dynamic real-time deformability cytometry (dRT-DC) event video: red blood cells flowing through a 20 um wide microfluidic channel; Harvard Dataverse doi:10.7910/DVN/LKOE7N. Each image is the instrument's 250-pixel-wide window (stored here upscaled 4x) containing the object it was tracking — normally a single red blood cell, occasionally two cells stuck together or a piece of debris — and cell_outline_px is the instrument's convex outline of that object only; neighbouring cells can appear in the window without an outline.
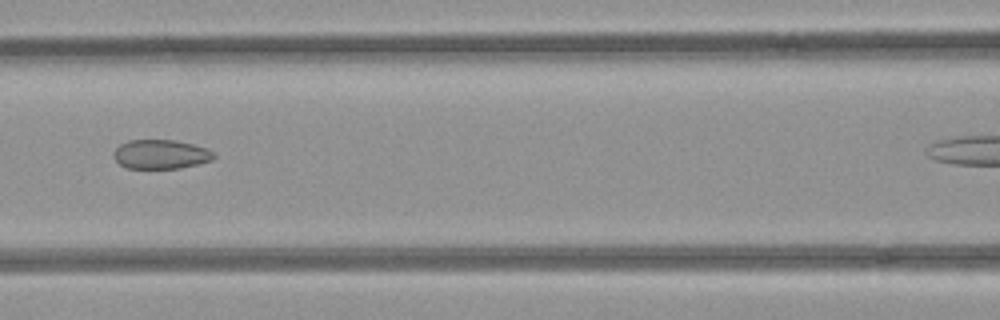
{"species": "common noctule bat (a hibernating species)", "species_latin": "Nyctalus noctula", "temperature_condition": "room temperature", "stored_images_in_passage": 5, "camera_frame_rate_fps": 3000, "um_per_image_px": 0.085, "animal": {"sex": "female", "body_mass_g": 21.9}, "frame": {"image": 1, "passage_image": 4, "time_ms": 1.0, "image_size_px": [1000, 320], "cell_outline_px": [[216, 156], [212, 160], [180, 168], [128, 168], [120, 164], [112, 156], [112, 152], [120, 144], [128, 140], [176, 140], [208, 148]], "centroid_in_image_um": [13.65, 13.1], "position_along_channel_um": 153.0, "area_um2": 17.05}}